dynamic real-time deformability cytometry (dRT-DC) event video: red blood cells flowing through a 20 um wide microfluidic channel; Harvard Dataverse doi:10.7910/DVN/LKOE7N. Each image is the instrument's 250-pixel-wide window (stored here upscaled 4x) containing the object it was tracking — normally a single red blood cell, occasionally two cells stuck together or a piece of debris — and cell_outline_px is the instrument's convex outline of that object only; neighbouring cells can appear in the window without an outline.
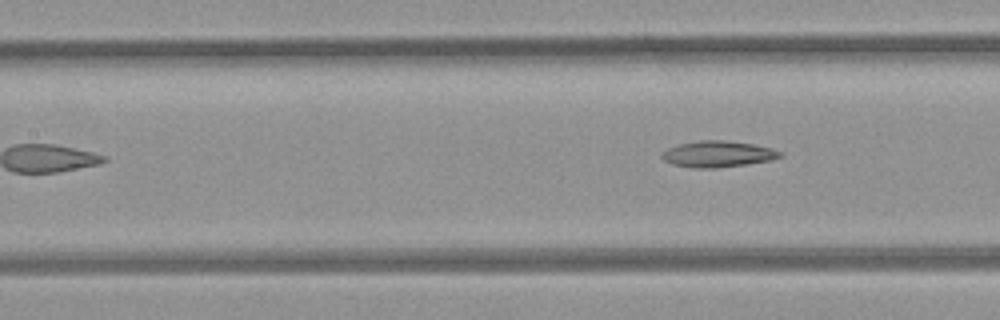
{"species": "common noctule bat (a hibernating species)", "species_latin": "Nyctalus noctula", "temperature_condition": "room temperature", "stored_images_in_passage": 5, "camera_frame_rate_fps": 3000, "um_per_image_px": 0.085, "animal": {"sex": "female", "body_mass_g": 21.9}, "frame": {"image": 1, "passage_image": 5, "time_ms": 1.333, "image_size_px": [1000, 320], "cell_outline_px": [[784, 156], [772, 160], [716, 168], [692, 168], [672, 164], [664, 160], [660, 156], [660, 152], [668, 148], [680, 144], [700, 140], [724, 140], [752, 144], [772, 148], [784, 152]], "centroid_in_image_um": [61.02, 13.09], "position_along_channel_um": 146.4, "area_um2": 18.15}}